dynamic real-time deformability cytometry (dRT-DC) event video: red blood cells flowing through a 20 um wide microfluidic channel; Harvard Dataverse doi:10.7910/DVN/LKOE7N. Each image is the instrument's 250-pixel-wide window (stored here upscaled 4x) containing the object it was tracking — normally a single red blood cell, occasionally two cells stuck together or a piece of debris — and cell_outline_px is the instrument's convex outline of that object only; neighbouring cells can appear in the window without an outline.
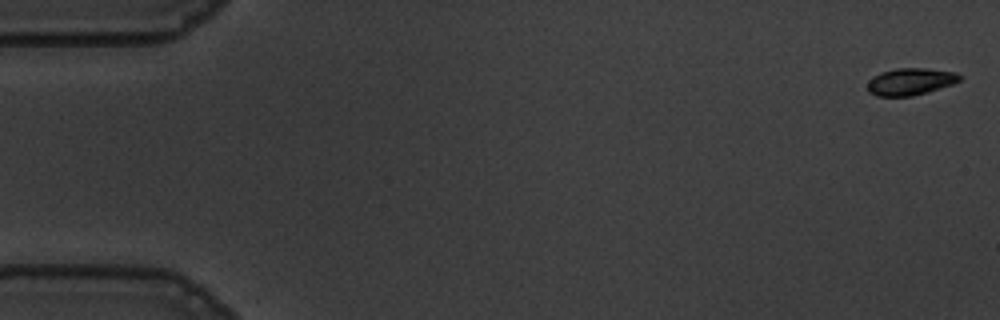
{"species": "common noctule bat (a hibernating species)", "species_latin": "Nyctalus noctula", "temperature_condition": "warm", "stored_images_in_passage": 55, "camera_frame_rate_fps": 3000, "um_per_image_px": 0.085, "animal": {"sex": "male", "body_mass_g": 19.5, "forearm_length_mm": 54.6}, "frame": {"image": 1, "passage_image": 1, "time_ms": 0.0, "image_size_px": [1000, 320], "cell_outline_px": [[964, 76], [960, 80], [952, 84], [928, 92], [912, 96], [876, 96], [868, 92], [868, 80], [872, 76], [880, 72], [896, 68], [924, 68], [956, 72]], "centroid_in_image_um": [77.38, 6.93], "position_along_channel_um": 7.6, "area_um2": 14.68}}
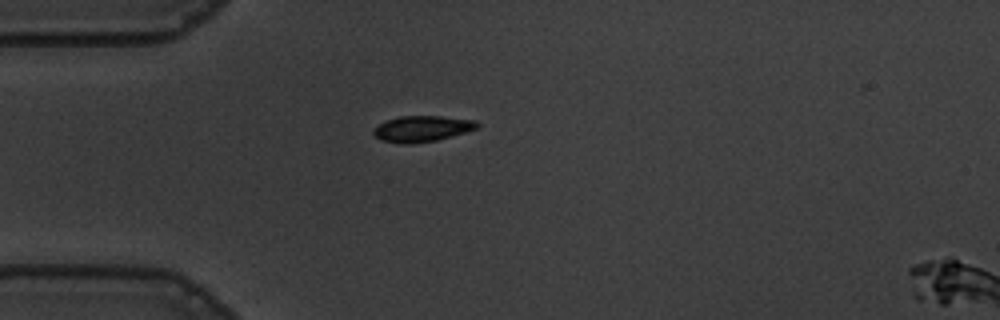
{"frame": {"image": 2, "passage_image": 15, "time_ms": 4.667, "image_size_px": [1000, 320], "cell_outline_px": [[480, 124], [476, 128], [464, 132], [436, 140], [408, 144], [380, 140], [372, 132], [380, 124], [388, 120], [400, 116], [440, 116], [476, 120]], "centroid_in_image_um": [35.88, 10.93], "position_along_channel_um": 49.1, "area_um2": 15.32}}
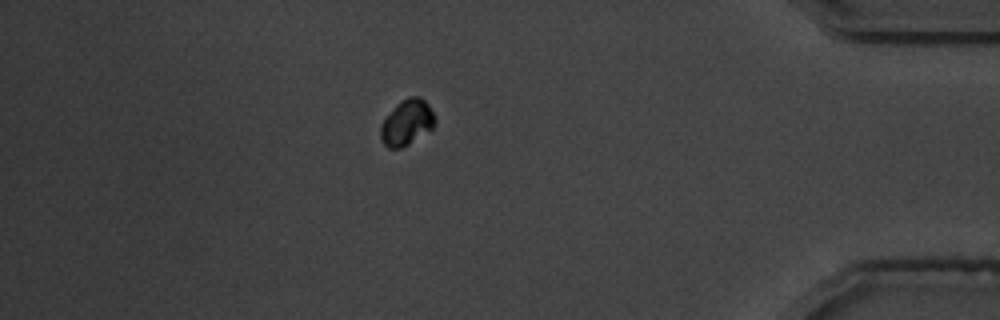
{"frame": {"image": 3, "passage_image": 48, "time_ms": 15.667, "image_size_px": [1000, 320], "cell_outline_px": [[436, 124], [432, 128], [408, 144], [400, 148], [388, 148], [380, 140], [380, 124], [392, 108], [400, 100], [408, 96], [420, 96], [428, 104], [436, 120]], "centroid_in_image_um": [34.55, 10.39], "position_along_channel_um": 400.6, "area_um2": 14.51}, "authors_computed_cell_mechanics": {"area_um2": 15.1436, "velocity_mm_per_s": 3.6551, "shape_relaxation_time_tau1_ms": 1.5106, "shape_relaxation_time_tau2_ms": null, "deformation_change_tau1": 0.0633, "deformation_change_tau2": null}}